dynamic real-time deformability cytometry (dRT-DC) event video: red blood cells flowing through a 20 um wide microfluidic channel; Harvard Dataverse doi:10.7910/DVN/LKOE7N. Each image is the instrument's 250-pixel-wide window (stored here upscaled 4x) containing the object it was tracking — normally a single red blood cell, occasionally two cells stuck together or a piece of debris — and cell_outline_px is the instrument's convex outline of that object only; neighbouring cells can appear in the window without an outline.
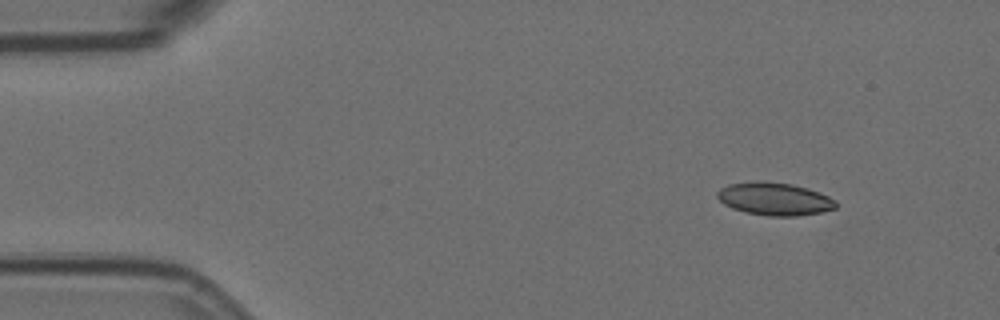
{"species": "Egyptian fruit bat (a non-hibernating species)", "species_latin": "Rousettus aegyptiacus", "temperature_condition": "room temperature", "stored_images_in_passage": 4, "camera_frame_rate_fps": 3000, "um_per_image_px": 0.085, "animal": {"sex": "female"}, "frame": {"image": 1, "passage_image": 1, "time_ms": 0.0, "image_size_px": [1000, 320], "cell_outline_px": [[836, 208], [820, 212], [796, 216], [768, 216], [744, 212], [732, 208], [724, 204], [716, 196], [716, 192], [720, 188], [728, 184], [756, 180], [764, 180], [792, 184], [808, 188], [828, 196], [836, 200]], "centroid_in_image_um": [65.8, 16.89], "position_along_channel_um": 19.2, "area_um2": 22.89}}
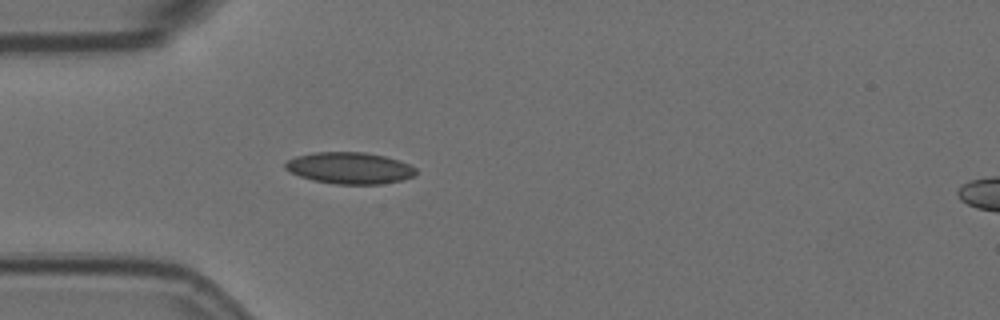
{"frame": {"image": 2, "passage_image": 4, "time_ms": 1.0, "image_size_px": [1000, 320], "cell_outline_px": [[416, 176], [400, 180], [380, 184], [336, 184], [312, 180], [288, 172], [284, 168], [284, 164], [288, 160], [296, 156], [312, 152], [364, 152], [384, 156], [400, 160], [416, 168]], "centroid_in_image_um": [29.7, 14.28], "position_along_channel_um": 55.3, "area_um2": 24.16}}